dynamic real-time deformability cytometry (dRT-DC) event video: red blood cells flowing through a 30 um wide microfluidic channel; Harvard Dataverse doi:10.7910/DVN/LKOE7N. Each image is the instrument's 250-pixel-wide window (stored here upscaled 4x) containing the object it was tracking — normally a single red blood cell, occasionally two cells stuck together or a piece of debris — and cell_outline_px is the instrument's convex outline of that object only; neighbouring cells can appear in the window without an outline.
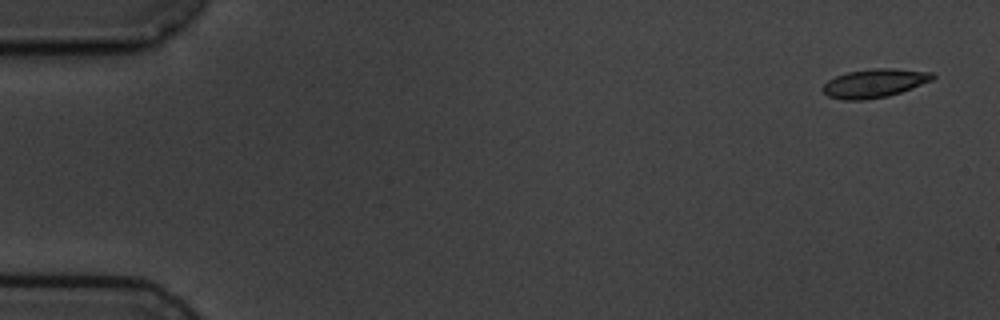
{"species": "common noctule bat (a hibernating species)", "species_latin": "Nyctalus noctula", "temperature_condition": "cold", "stored_images_in_passage": 4, "camera_frame_rate_fps": 3000, "um_per_image_px": 0.085, "animal": {"sex": "male", "body_mass_g": 19.5, "forearm_length_mm": 54.6}, "frame": {"image": 1, "passage_image": 1, "time_ms": 0.0, "image_size_px": [1000, 320], "cell_outline_px": [[936, 76], [932, 80], [912, 88], [888, 96], [864, 100], [844, 100], [828, 96], [820, 88], [828, 80], [836, 76], [848, 72], [872, 68], [892, 68], [932, 72]], "centroid_in_image_um": [74.32, 7.07], "position_along_channel_um": 10.7, "area_um2": 18.32}}